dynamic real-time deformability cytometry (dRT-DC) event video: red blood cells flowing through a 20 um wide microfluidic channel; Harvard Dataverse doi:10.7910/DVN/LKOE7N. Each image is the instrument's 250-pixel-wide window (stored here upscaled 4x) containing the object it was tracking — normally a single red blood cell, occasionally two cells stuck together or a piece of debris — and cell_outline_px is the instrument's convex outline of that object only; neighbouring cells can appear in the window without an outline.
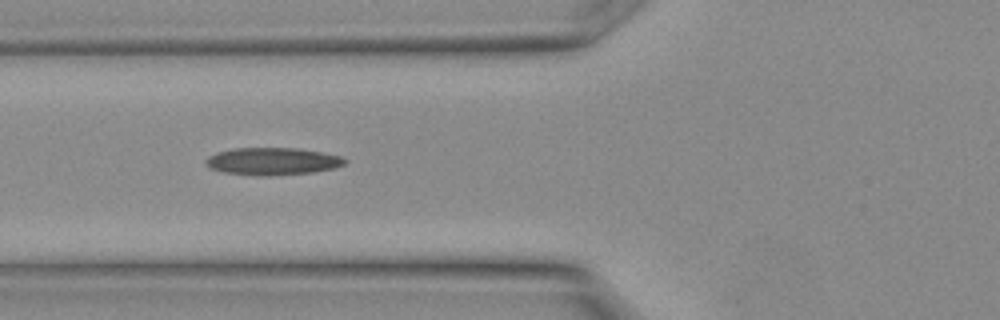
{"species": "Egyptian fruit bat (a non-hibernating species)", "species_latin": "Rousettus aegyptiacus", "temperature_condition": "warm", "stored_images_in_passage": 13, "camera_frame_rate_fps": 3000, "um_per_image_px": 0.085, "animal": {"sex": "female"}, "frame": {"image": 1, "passage_image": 6, "time_ms": 1.667, "image_size_px": [1000, 320], "cell_outline_px": [[348, 160], [344, 164], [336, 168], [312, 172], [264, 176], [224, 172], [212, 168], [204, 160], [208, 156], [220, 152], [236, 148], [296, 148], [320, 152], [340, 156]], "centroid_in_image_um": [23.2, 13.71], "position_along_channel_um": 102.6, "area_um2": 21.79}}
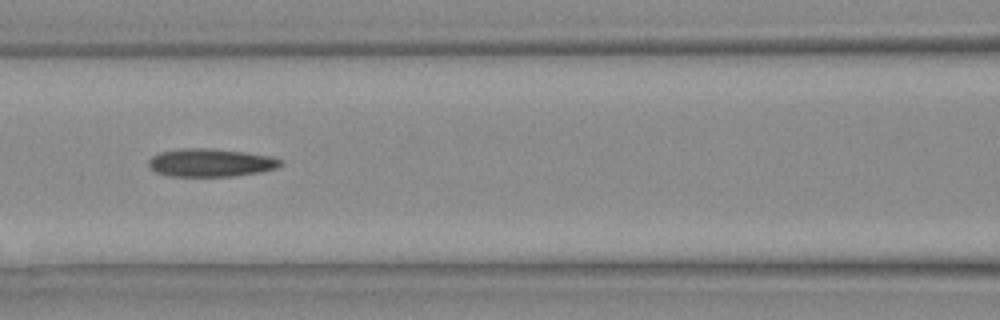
{"frame": {"image": 2, "passage_image": 8, "time_ms": 2.333, "image_size_px": [1000, 320], "cell_outline_px": [[284, 164], [276, 168], [260, 172], [232, 176], [168, 176], [156, 172], [148, 168], [148, 160], [152, 156], [160, 152], [180, 148], [208, 148], [244, 152], [268, 156], [284, 160]], "centroid_in_image_um": [17.88, 13.83], "position_along_channel_um": 148.7, "area_um2": 21.68}}